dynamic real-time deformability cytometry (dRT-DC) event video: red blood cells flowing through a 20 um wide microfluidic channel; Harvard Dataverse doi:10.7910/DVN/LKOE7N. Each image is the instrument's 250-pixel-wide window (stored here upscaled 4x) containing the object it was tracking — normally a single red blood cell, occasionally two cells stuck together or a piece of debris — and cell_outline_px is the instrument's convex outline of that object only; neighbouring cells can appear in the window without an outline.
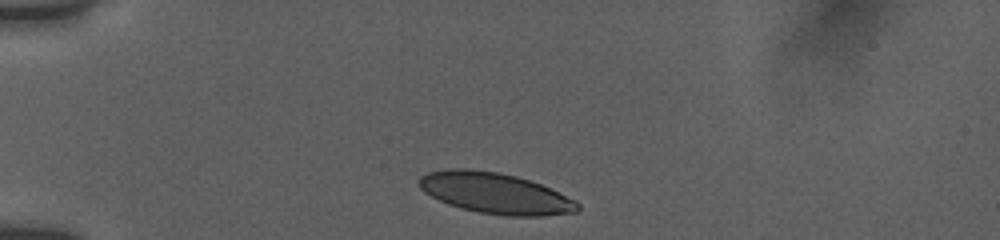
{"species": "human", "species_latin": "Homo sapiens", "temperature_condition": "room temperature", "stored_images_in_passage": 36, "camera_frame_rate_fps": 3000, "um_per_image_px": 0.085, "donor": {"sex": "female"}, "frame": {"image": 1, "passage_image": 1, "time_ms": 0.0, "image_size_px": [1000, 240], "cell_outline_px": [[580, 208], [576, 212], [544, 216], [508, 216], [480, 212], [460, 208], [448, 204], [424, 192], [420, 188], [420, 176], [428, 172], [448, 168], [468, 168], [500, 172], [516, 176], [540, 184], [576, 200], [580, 204]], "centroid_in_image_um": [42.1, 16.42], "position_along_channel_um": 42.9, "area_um2": 37.74}}
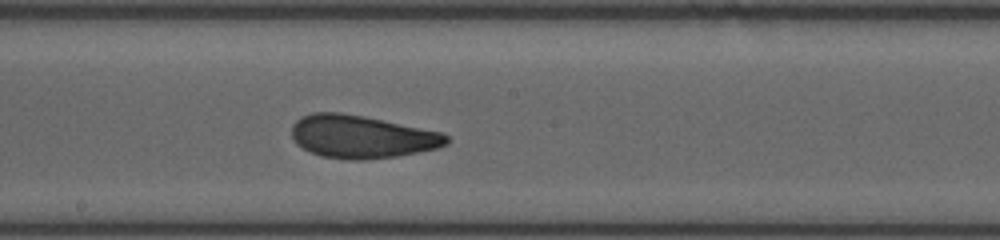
{"frame": {"image": 2, "passage_image": 18, "time_ms": 5.667, "image_size_px": [1000, 240], "cell_outline_px": [[448, 144], [436, 148], [396, 156], [364, 160], [352, 160], [320, 156], [296, 144], [292, 136], [292, 124], [300, 116], [312, 112], [340, 112], [364, 116], [444, 132], [448, 136]], "centroid_in_image_um": [30.73, 11.61], "position_along_channel_um": 217.5, "area_um2": 38.78}}
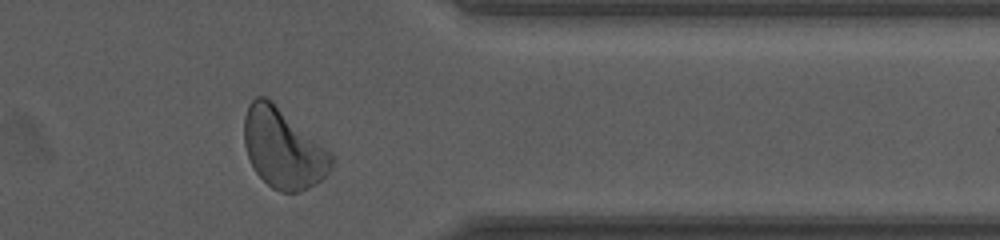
{"frame": {"image": 3, "passage_image": 32, "time_ms": 10.333, "image_size_px": [1000, 240], "cell_outline_px": [[332, 164], [328, 172], [316, 184], [308, 188], [296, 192], [280, 192], [272, 188], [256, 172], [248, 156], [244, 144], [244, 116], [248, 104], [256, 96], [264, 96], [272, 100], [328, 152], [332, 156]], "centroid_in_image_um": [24.01, 12.61], "position_along_channel_um": 387.4, "area_um2": 39.71}, "authors_computed_cell_mechanics": {"area_um2": 38.2925, "velocity_mm_per_s": 3.8212, "shape_relaxation_time_tau1_ms": 7.2297, "shape_relaxation_time_tau2_ms": 1.6187, "deformation_change_tau1": 0.1731, "deformation_change_tau2": 0.0754}}